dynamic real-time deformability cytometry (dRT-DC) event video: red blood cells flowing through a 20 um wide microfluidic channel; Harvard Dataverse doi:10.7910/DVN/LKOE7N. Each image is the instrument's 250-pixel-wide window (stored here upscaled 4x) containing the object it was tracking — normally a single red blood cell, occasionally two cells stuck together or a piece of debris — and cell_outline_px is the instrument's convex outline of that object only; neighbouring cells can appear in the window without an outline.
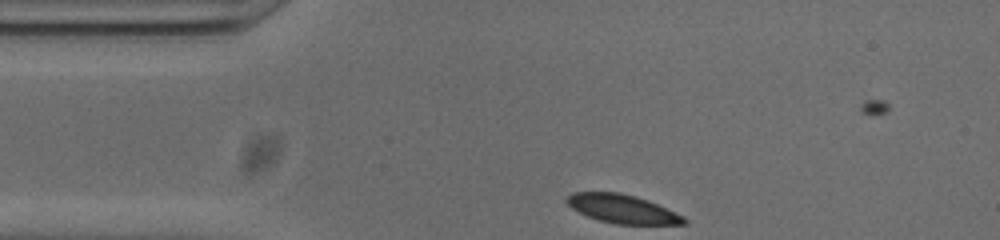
{"species": "common noctule bat (a hibernating species)", "species_latin": "Nyctalus noctula", "temperature_condition": "cold", "stored_images_in_passage": 33, "camera_frame_rate_fps": 3000, "um_per_image_px": 0.085, "animal": {"sex": "male", "body_mass_g": 20.0, "forearm_length_mm": 53.3}, "frame": {"image": 1, "passage_image": 1, "time_ms": 0.0, "image_size_px": [1000, 240], "cell_outline_px": [[688, 224], [616, 224], [600, 220], [588, 216], [572, 208], [564, 200], [572, 192], [620, 192], [636, 196], [648, 200], [684, 216], [688, 220]], "centroid_in_image_um": [52.92, 17.75], "position_along_channel_um": 32.1, "area_um2": 19.48}}
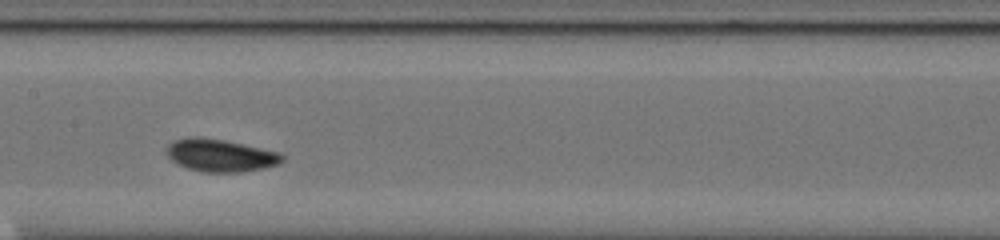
{"frame": {"image": 2, "passage_image": 16, "time_ms": 5.0, "image_size_px": [1000, 240], "cell_outline_px": [[284, 160], [280, 164], [264, 168], [240, 172], [200, 172], [176, 164], [168, 156], [168, 144], [176, 140], [220, 140], [280, 152], [284, 156]], "centroid_in_image_um": [18.82, 13.27], "position_along_channel_um": 188.6, "area_um2": 20.98}}
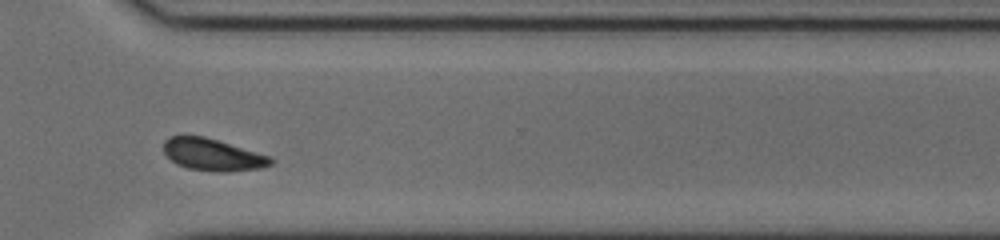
{"frame": {"image": 3, "passage_image": 29, "time_ms": 9.333, "image_size_px": [1000, 240], "cell_outline_px": [[276, 160], [272, 164], [260, 168], [228, 172], [220, 172], [188, 168], [176, 164], [164, 152], [164, 140], [168, 136], [184, 132], [204, 136], [272, 156]], "centroid_in_image_um": [18.06, 13.1], "position_along_channel_um": 352.5, "area_um2": 20.58}, "authors_computed_cell_mechanics": {"area_um2": 20.9236, "velocity_mm_per_s": 3.7801, "shape_relaxation_time_tau1_ms": 5.8905, "shape_relaxation_time_tau2_ms": null, "deformation_change_tau1": 0.1321, "deformation_change_tau2": null}}